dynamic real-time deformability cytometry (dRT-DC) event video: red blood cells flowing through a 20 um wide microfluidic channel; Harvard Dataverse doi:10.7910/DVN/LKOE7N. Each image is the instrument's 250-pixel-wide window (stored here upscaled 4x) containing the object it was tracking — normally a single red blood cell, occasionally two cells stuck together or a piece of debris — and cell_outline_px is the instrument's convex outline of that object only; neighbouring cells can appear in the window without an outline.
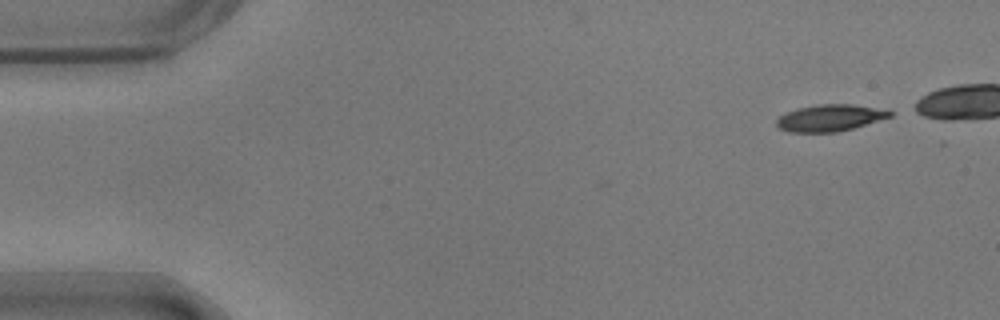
{"species": "common noctule bat (a hibernating species)", "species_latin": "Nyctalus noctula", "temperature_condition": "warm", "stored_images_in_passage": 42, "camera_frame_rate_fps": 3000, "um_per_image_px": 0.085, "animal": {"sex": "male", "body_mass_g": 17.9}, "frame": {"image": 1, "passage_image": 1, "time_ms": 0.0, "image_size_px": [1000, 320], "cell_outline_px": [[892, 116], [852, 128], [836, 132], [788, 132], [780, 128], [776, 124], [776, 120], [780, 116], [796, 108], [816, 104], [852, 104], [888, 108], [892, 112]], "centroid_in_image_um": [70.58, 10.0], "position_along_channel_um": 14.4, "area_um2": 17.74}}
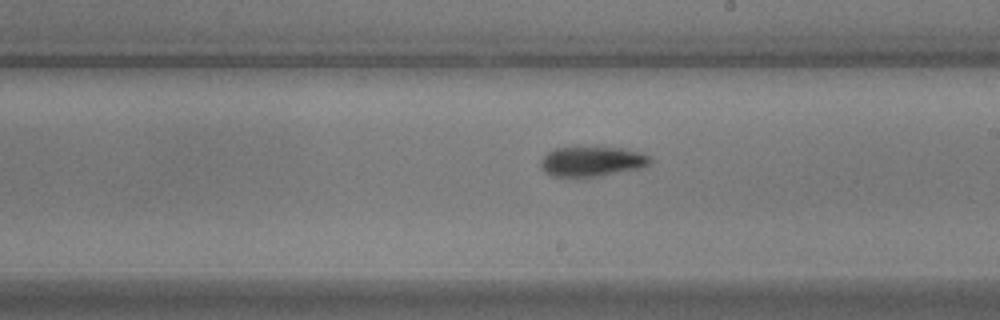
{"frame": {"image": 2, "passage_image": 28, "time_ms": 9.0, "image_size_px": [1000, 320], "cell_outline_px": [[652, 160], [644, 168], [600, 176], [552, 176], [544, 172], [540, 164], [540, 160], [548, 152], [556, 148], [576, 144], [624, 148], [640, 152], [652, 156]], "centroid_in_image_um": [50.33, 13.67], "position_along_channel_um": 238.7, "area_um2": 20.0}}
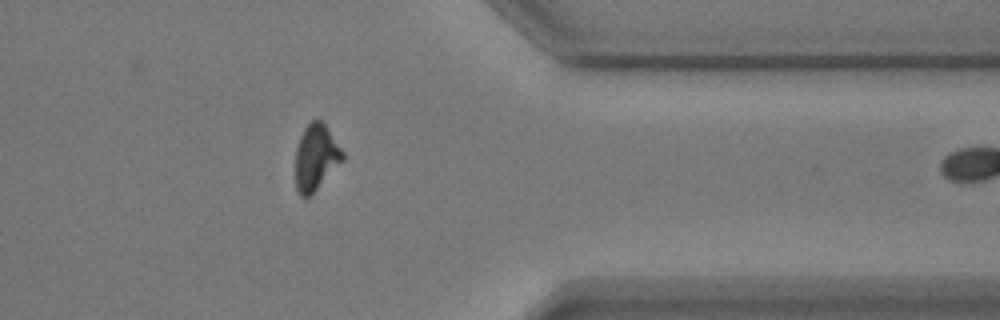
{"frame": {"image": 3, "passage_image": 41, "time_ms": 13.333, "image_size_px": [1000, 320], "cell_outline_px": [[344, 160], [308, 196], [300, 196], [296, 188], [296, 148], [300, 136], [304, 128], [316, 116], [324, 120], [344, 152]], "centroid_in_image_um": [26.87, 13.27], "position_along_channel_um": 384.5, "area_um2": 18.21}}